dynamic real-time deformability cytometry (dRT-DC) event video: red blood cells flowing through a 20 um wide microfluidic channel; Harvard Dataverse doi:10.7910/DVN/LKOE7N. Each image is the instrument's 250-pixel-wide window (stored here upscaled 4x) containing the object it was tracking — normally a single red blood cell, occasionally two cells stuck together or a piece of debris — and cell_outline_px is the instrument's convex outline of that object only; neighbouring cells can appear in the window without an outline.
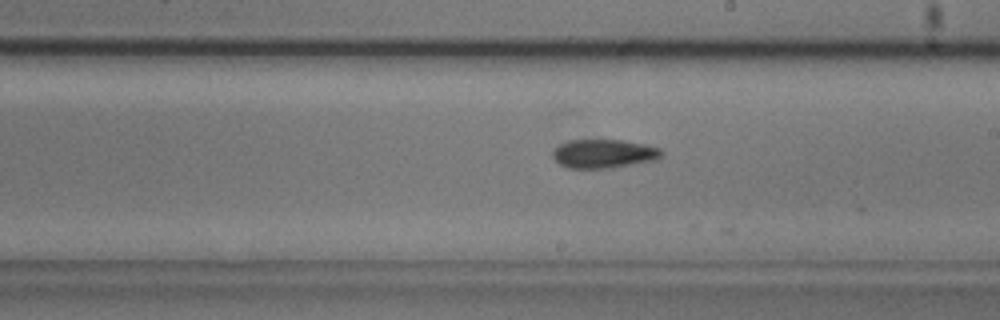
{"species": "common noctule bat (a hibernating species)", "species_latin": "Nyctalus noctula", "temperature_condition": "cold", "stored_images_in_passage": 19, "camera_frame_rate_fps": 3000, "um_per_image_px": 0.085, "animal": {"sex": "male", "body_mass_g": 20.5, "forearm_length_mm": 52.5}, "frame": {"image": 1, "passage_image": 17, "time_ms": 5.333, "image_size_px": [1000, 320], "cell_outline_px": [[664, 156], [656, 160], [612, 168], [568, 168], [560, 164], [552, 156], [552, 152], [560, 144], [568, 140], [620, 140], [644, 144], [660, 148], [664, 152]], "centroid_in_image_um": [51.36, 13.07], "position_along_channel_um": 237.6, "area_um2": 18.32}}